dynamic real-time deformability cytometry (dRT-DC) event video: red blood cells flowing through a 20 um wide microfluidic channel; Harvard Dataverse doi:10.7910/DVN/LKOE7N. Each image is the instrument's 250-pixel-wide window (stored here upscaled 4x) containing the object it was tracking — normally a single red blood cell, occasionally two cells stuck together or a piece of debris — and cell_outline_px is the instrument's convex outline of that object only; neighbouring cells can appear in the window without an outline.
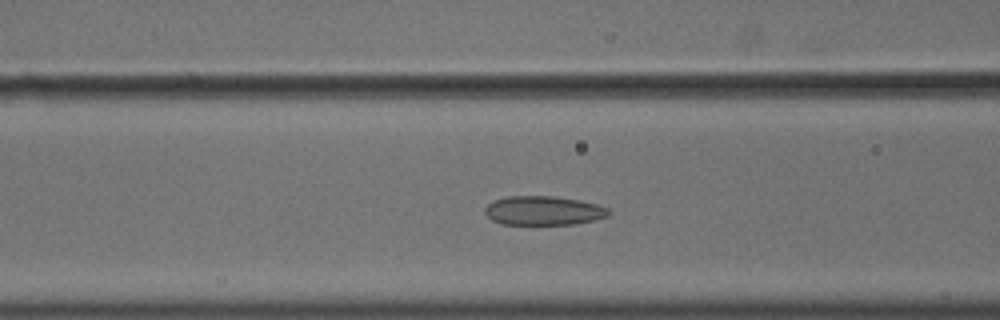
{"species": "common noctule bat (a hibernating species)", "species_latin": "Nyctalus noctula", "temperature_condition": "cold", "stored_images_in_passage": 52, "camera_frame_rate_fps": 3000, "um_per_image_px": 0.085, "animal": {"sex": "male", "body_mass_g": 18.8}, "frame": {"image": 1, "passage_image": 19, "time_ms": 6.0, "image_size_px": [1000, 320], "cell_outline_px": [[612, 212], [608, 216], [576, 224], [500, 224], [492, 220], [484, 212], [484, 208], [492, 200], [508, 196], [556, 196], [596, 204], [608, 208]], "centroid_in_image_um": [46.17, 17.9], "position_along_channel_um": 120.4, "area_um2": 20.98}}
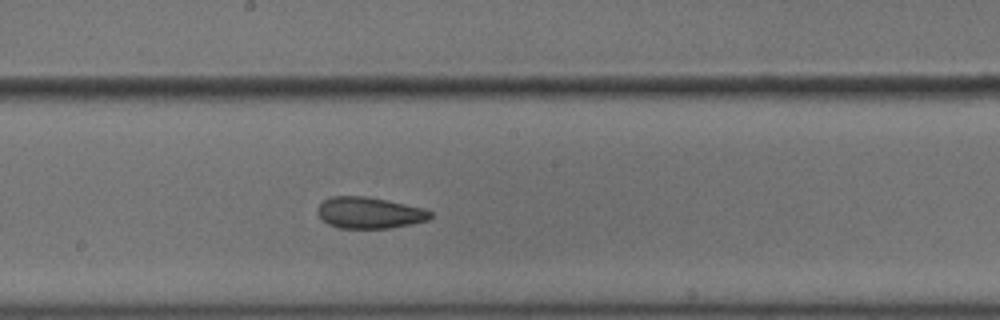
{"frame": {"image": 2, "passage_image": 27, "time_ms": 8.667, "image_size_px": [1000, 320], "cell_outline_px": [[432, 216], [428, 220], [388, 228], [340, 228], [328, 224], [320, 216], [320, 204], [324, 200], [332, 196], [364, 196], [424, 208], [432, 212]], "centroid_in_image_um": [31.42, 18.09], "position_along_channel_um": 216.8, "area_um2": 20.11}}
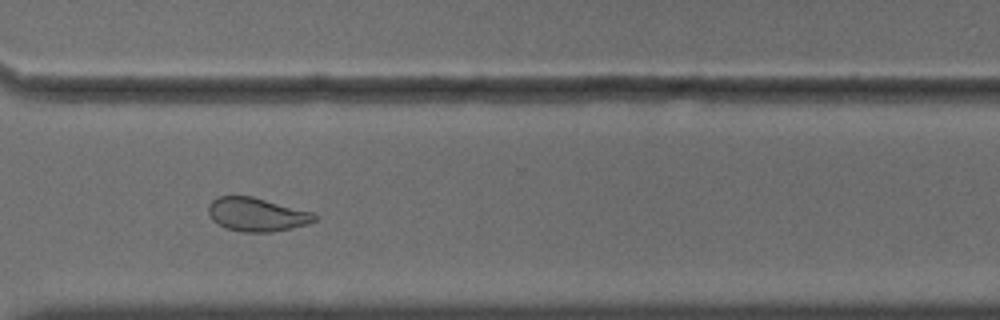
{"frame": {"image": 3, "passage_image": 38, "time_ms": 12.333, "image_size_px": [1000, 320], "cell_outline_px": [[320, 216], [316, 220], [308, 224], [292, 228], [272, 232], [240, 232], [228, 228], [212, 220], [208, 212], [208, 204], [216, 196], [252, 196], [316, 212]], "centroid_in_image_um": [21.88, 18.22], "position_along_channel_um": 348.7, "area_um2": 21.15}, "authors_computed_cell_mechanics": {"area_um2": 22.2819, "velocity_mm_per_s": 3.6029, "shape_relaxation_time_tau1_ms": 5.6544, "shape_relaxation_time_tau2_ms": 1.691, "deformation_change_tau1": 0.1064, "deformation_change_tau2": 0.0753}}